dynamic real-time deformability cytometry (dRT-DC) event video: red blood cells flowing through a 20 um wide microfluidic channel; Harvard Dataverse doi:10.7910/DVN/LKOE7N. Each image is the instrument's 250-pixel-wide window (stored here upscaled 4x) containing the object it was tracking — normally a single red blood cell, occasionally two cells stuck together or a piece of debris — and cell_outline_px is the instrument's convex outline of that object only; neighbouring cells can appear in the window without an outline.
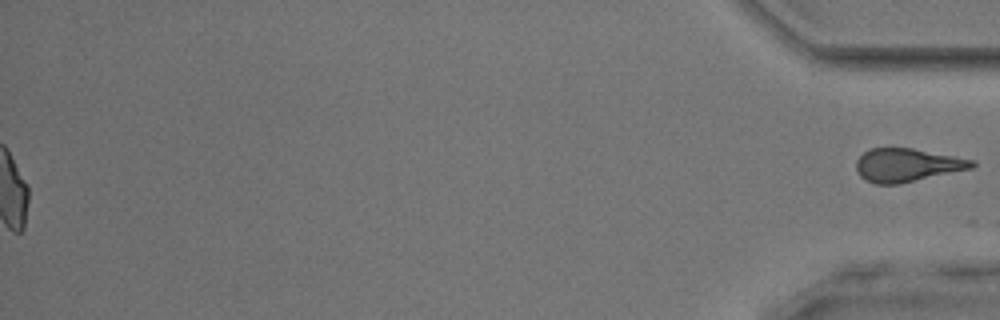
{"species": "common noctule bat (a hibernating species)", "species_latin": "Nyctalus noctula", "temperature_condition": "room temperature", "stored_images_in_passage": 51, "segment_of_instrument_passage": [2, 2], "camera_frame_rate_fps": 3000, "um_per_image_px": 0.085, "animal": {"sex": "male", "body_mass_g": 17.9, "forearm_length_mm": 54.2}, "frame": {"image": 1, "passage_image": 51, "time_ms": 16.667, "image_size_px": [1000, 320], "cell_outline_px": [[976, 164], [972, 168], [900, 184], [876, 184], [864, 180], [860, 176], [856, 168], [856, 160], [864, 152], [872, 148], [912, 148], [972, 160]], "centroid_in_image_um": [77.06, 14.04], "position_along_channel_um": 358.1, "area_um2": 22.25}}